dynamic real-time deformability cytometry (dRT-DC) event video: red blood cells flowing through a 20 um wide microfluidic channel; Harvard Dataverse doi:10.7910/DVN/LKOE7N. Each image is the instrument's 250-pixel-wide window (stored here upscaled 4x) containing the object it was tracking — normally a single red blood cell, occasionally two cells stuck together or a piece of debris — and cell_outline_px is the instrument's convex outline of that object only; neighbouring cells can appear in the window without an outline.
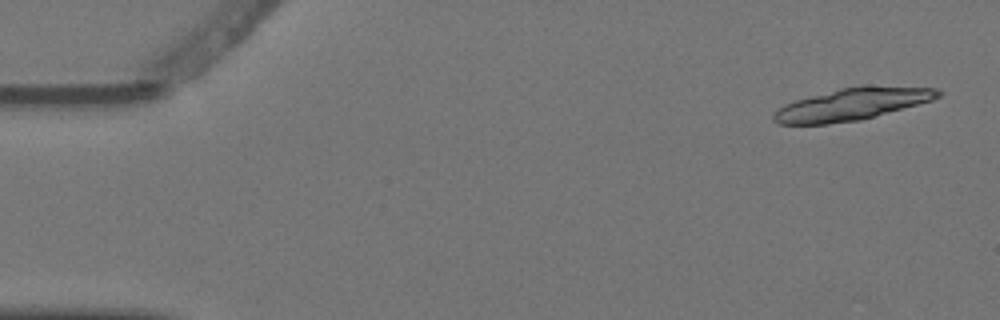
{"species": "Egyptian fruit bat (a non-hibernating species)", "species_latin": "Rousettus aegyptiacus", "temperature_condition": "warm", "stored_images_in_passage": 3, "camera_frame_rate_fps": 3000, "um_per_image_px": 0.085, "animal": {"sex": "female"}, "frame": {"image": 1, "passage_image": 1, "time_ms": 0.0, "image_size_px": [1000, 320], "cell_outline_px": [[944, 92], [940, 96], [932, 100], [876, 116], [860, 120], [828, 124], [776, 124], [772, 120], [772, 116], [784, 104], [796, 100], [840, 88], [860, 84], [936, 88]], "centroid_in_image_um": [72.46, 8.84], "position_along_channel_um": 12.5, "area_um2": 30.92}}